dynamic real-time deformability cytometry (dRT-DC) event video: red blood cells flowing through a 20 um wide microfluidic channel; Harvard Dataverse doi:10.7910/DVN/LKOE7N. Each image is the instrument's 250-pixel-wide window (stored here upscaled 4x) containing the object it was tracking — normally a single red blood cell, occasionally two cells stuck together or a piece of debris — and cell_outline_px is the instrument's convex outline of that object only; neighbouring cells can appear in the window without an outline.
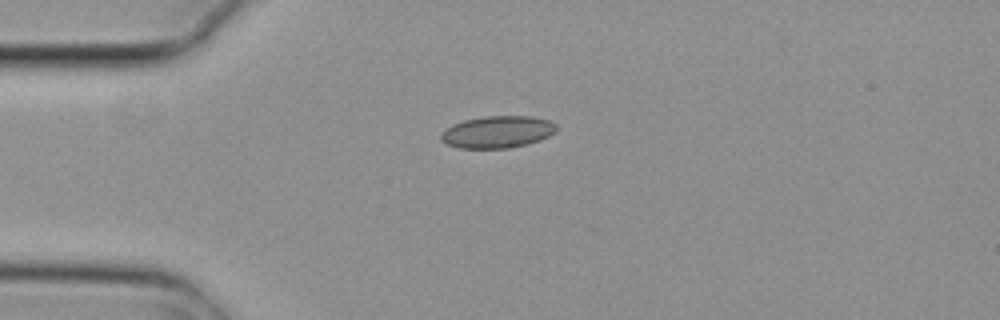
{"species": "common noctule bat (a hibernating species)", "species_latin": "Nyctalus noctula", "temperature_condition": "cold", "stored_images_in_passage": 5, "camera_frame_rate_fps": 3000, "um_per_image_px": 0.085, "animal": {"sex": "female", "body_mass_g": 29.2, "forearm_length_mm": 56.3}, "frame": {"image": 1, "passage_image": 5, "time_ms": 1.333, "image_size_px": [1000, 320], "cell_outline_px": [[556, 132], [540, 140], [528, 144], [508, 148], [460, 148], [448, 144], [440, 140], [440, 132], [452, 124], [464, 120], [484, 116], [532, 116], [548, 120], [556, 124]], "centroid_in_image_um": [42.27, 11.21], "position_along_channel_um": 42.7, "area_um2": 21.68}}